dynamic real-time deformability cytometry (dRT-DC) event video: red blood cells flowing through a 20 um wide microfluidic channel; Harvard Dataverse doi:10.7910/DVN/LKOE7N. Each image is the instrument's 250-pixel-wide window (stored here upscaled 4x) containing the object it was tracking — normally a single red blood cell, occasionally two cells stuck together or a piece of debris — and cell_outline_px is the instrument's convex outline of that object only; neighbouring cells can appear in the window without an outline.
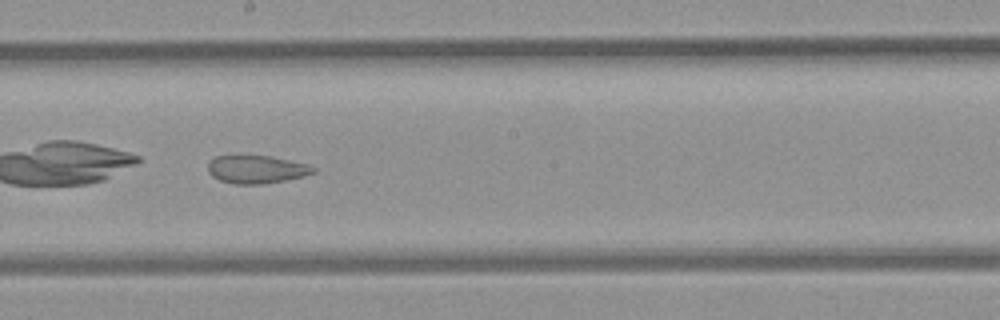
{"species": "common noctule bat (a hibernating species)", "species_latin": "Nyctalus noctula", "temperature_condition": "room temperature", "stored_images_in_passage": 36, "camera_frame_rate_fps": 3000, "um_per_image_px": 0.085, "animal": {"sex": "female", "body_mass_g": 21.9}, "frame": {"image": 1, "passage_image": 16, "time_ms": 5.0, "image_size_px": [1000, 320], "cell_outline_px": [[316, 172], [304, 176], [264, 184], [232, 184], [220, 180], [212, 176], [208, 172], [208, 164], [216, 156], [272, 156], [308, 164], [316, 168]], "centroid_in_image_um": [21.82, 14.4], "position_along_channel_um": 226.4, "area_um2": 17.17}}
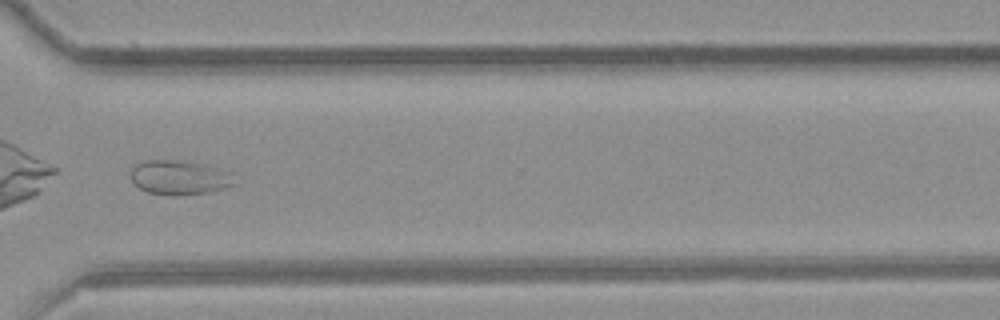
{"frame": {"image": 2, "passage_image": 26, "time_ms": 8.333, "image_size_px": [1000, 320], "cell_outline_px": [[236, 184], [224, 188], [208, 192], [180, 196], [172, 196], [148, 192], [140, 188], [132, 180], [132, 168], [136, 164], [144, 160], [176, 160], [216, 168], [232, 172]], "centroid_in_image_um": [15.26, 15.11], "position_along_channel_um": 355.3, "area_um2": 20.58}, "authors_computed_cell_mechanics": {"area_um2": 20.4323, "velocity_mm_per_s": 3.8792, "shape_relaxation_time_tau1_ms": null, "shape_relaxation_time_tau2_ms": 1.4231, "deformation_change_tau1": null, "deformation_change_tau2": 0.0697}}